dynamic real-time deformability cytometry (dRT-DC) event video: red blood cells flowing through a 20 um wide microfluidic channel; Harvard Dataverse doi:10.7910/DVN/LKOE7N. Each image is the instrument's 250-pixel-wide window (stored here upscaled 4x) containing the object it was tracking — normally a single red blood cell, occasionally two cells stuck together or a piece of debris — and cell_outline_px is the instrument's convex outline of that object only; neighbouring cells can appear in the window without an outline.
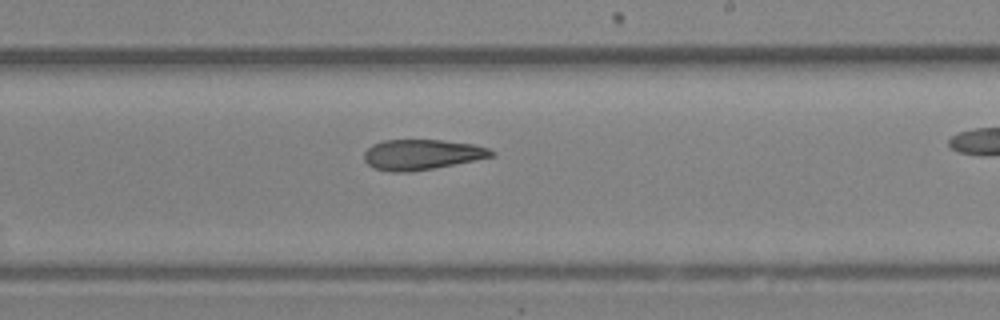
{"species": "Egyptian fruit bat (a non-hibernating species)", "species_latin": "Rousettus aegyptiacus", "temperature_condition": "room temperature", "stored_images_in_passage": 23, "camera_frame_rate_fps": 3000, "um_per_image_px": 0.085, "animal": {"sex": "female"}, "frame": {"image": 1, "passage_image": 17, "time_ms": 5.333, "image_size_px": [1000, 320], "cell_outline_px": [[496, 156], [432, 168], [408, 172], [392, 172], [372, 168], [364, 160], [364, 152], [372, 144], [384, 140], [440, 140], [472, 144], [488, 148], [496, 152]], "centroid_in_image_um": [35.84, 13.14], "position_along_channel_um": 253.2, "area_um2": 22.43}}